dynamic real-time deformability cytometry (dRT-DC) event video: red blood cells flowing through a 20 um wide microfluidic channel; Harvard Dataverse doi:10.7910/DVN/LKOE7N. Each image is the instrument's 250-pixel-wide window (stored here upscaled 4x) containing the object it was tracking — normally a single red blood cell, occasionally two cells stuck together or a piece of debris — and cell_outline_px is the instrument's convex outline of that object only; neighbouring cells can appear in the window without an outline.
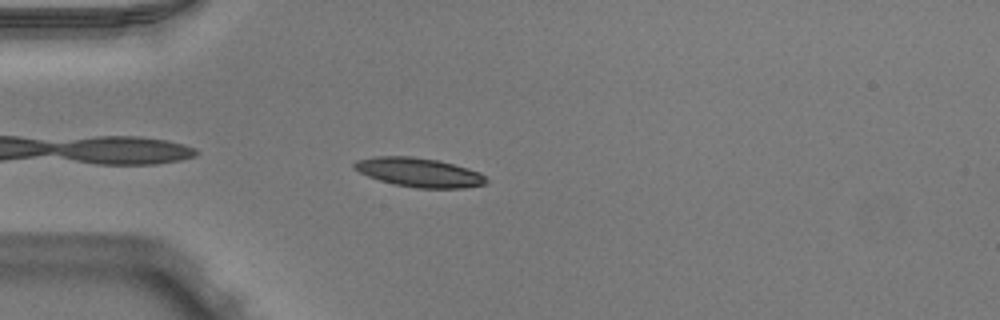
{"species": "Egyptian fruit bat (a non-hibernating species)", "species_latin": "Rousettus aegyptiacus", "temperature_condition": "warm", "stored_images_in_passage": 33, "camera_frame_rate_fps": 3000, "um_per_image_px": 0.085, "animal": {"sex": "male"}, "frame": {"image": 1, "passage_image": 4, "time_ms": 1.0, "image_size_px": [1000, 320], "cell_outline_px": [[488, 180], [484, 184], [464, 188], [416, 188], [396, 184], [380, 180], [368, 176], [352, 168], [352, 164], [356, 160], [372, 156], [412, 156], [436, 160], [468, 168], [480, 172]], "centroid_in_image_um": [35.59, 14.64], "position_along_channel_um": 49.4, "area_um2": 22.31}}
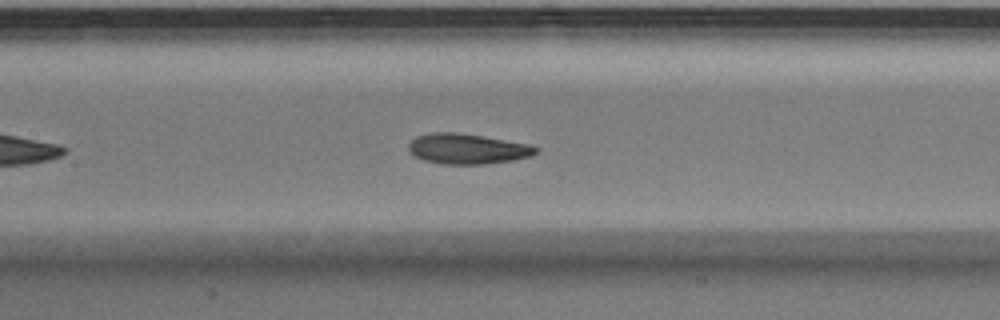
{"frame": {"image": 2, "passage_image": 14, "time_ms": 4.333, "image_size_px": [1000, 320], "cell_outline_px": [[540, 148], [532, 156], [512, 160], [484, 164], [440, 164], [424, 160], [412, 156], [408, 148], [408, 144], [416, 136], [428, 132], [456, 132], [484, 136], [528, 144]], "centroid_in_image_um": [39.69, 12.64], "position_along_channel_um": 167.7, "area_um2": 22.66}}
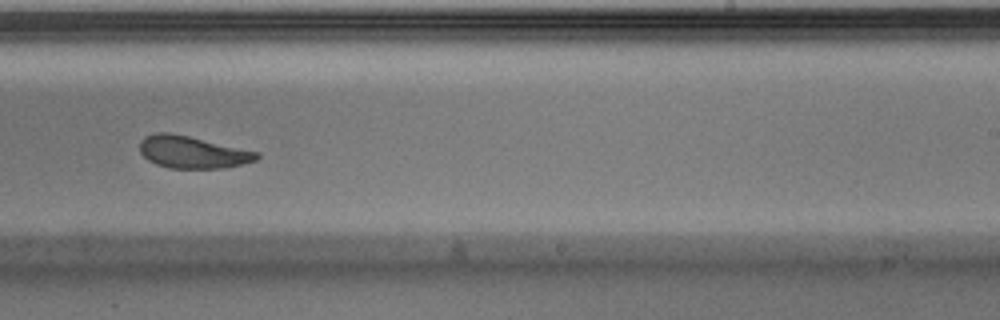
{"frame": {"image": 3, "passage_image": 22, "time_ms": 7.0, "image_size_px": [1000, 320], "cell_outline_px": [[260, 156], [256, 160], [228, 168], [168, 168], [156, 164], [148, 160], [140, 152], [140, 140], [144, 136], [156, 132], [168, 132], [188, 136], [260, 152]], "centroid_in_image_um": [16.36, 12.93], "position_along_channel_um": 272.6, "area_um2": 22.02}, "authors_computed_cell_mechanics": {"area_um2": 22.542, "velocity_mm_per_s": 3.9482, "shape_relaxation_time_tau1_ms": 2.7291, "shape_relaxation_time_tau2_ms": 1.9048, "deformation_change_tau1": 0.1145, "deformation_change_tau2": 0.0958}}